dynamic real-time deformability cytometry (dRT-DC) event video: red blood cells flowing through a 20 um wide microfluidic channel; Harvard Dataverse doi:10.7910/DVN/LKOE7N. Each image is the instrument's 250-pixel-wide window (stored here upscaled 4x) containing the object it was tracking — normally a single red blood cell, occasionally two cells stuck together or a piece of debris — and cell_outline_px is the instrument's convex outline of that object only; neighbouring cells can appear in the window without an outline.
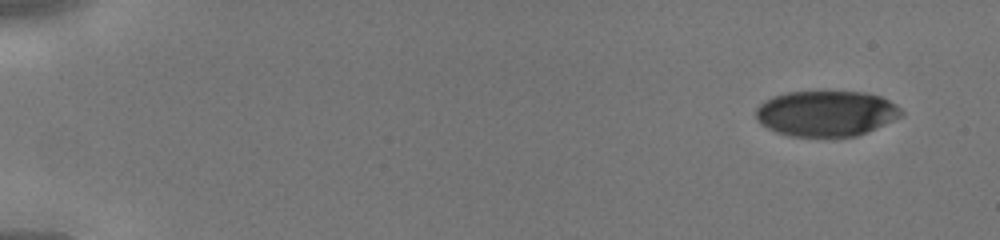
{"species": "human", "species_latin": "Homo sapiens", "temperature_condition": "cold", "stored_images_in_passage": 13, "camera_frame_rate_fps": 3000, "um_per_image_px": 0.085, "donor": {"sex": "male"}, "frame": {"image": 1, "passage_image": 1, "time_ms": 0.0, "image_size_px": [1000, 240], "cell_outline_px": [[904, 112], [900, 116], [856, 136], [788, 136], [776, 132], [760, 124], [756, 120], [756, 108], [764, 100], [772, 96], [788, 92], [864, 92], [880, 96], [896, 104]], "centroid_in_image_um": [70.17, 9.63], "position_along_channel_um": 14.8, "area_um2": 38.38}}
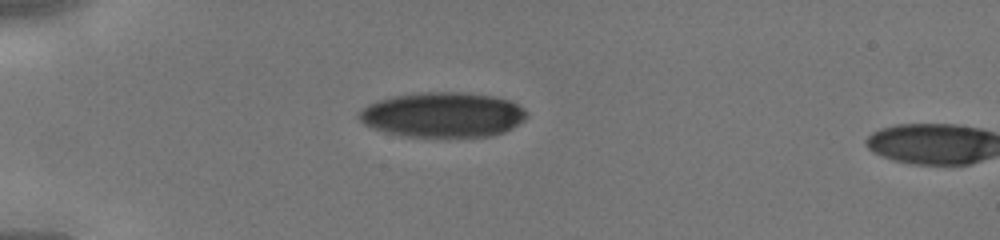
{"frame": {"image": 2, "passage_image": 11, "time_ms": 3.333, "image_size_px": [1000, 240], "cell_outline_px": [[528, 116], [524, 120], [512, 128], [504, 132], [492, 136], [400, 136], [384, 132], [372, 128], [364, 124], [356, 116], [356, 112], [360, 108], [376, 100], [392, 96], [424, 92], [464, 92], [492, 96], [508, 100], [516, 104]], "centroid_in_image_um": [37.55, 9.75], "position_along_channel_um": 47.4, "area_um2": 44.04}}